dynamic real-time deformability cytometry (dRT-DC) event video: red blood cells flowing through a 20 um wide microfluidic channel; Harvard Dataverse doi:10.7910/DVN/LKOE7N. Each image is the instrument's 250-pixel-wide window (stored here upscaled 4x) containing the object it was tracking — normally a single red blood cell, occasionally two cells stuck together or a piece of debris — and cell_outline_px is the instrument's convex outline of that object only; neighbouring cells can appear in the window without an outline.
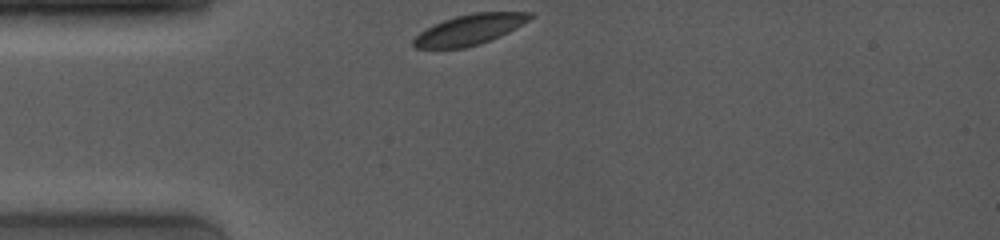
{"species": "common noctule bat (a hibernating species)", "species_latin": "Nyctalus noctula", "temperature_condition": "room temperature", "stored_images_in_passage": 50, "camera_frame_rate_fps": 4000, "um_per_image_px": 0.085, "animal": {"sex": "female", "body_mass_g": 19.0, "forearm_length_mm": 53.3}, "frame": {"image": 1, "passage_image": 1, "time_ms": 0.0, "image_size_px": [1000, 240], "cell_outline_px": [[532, 16], [528, 20], [516, 28], [500, 36], [480, 44], [464, 48], [416, 48], [412, 44], [412, 40], [420, 32], [444, 20], [456, 16], [476, 12], [532, 12]], "centroid_in_image_um": [39.91, 2.52], "position_along_channel_um": 45.1, "area_um2": 20.35}}
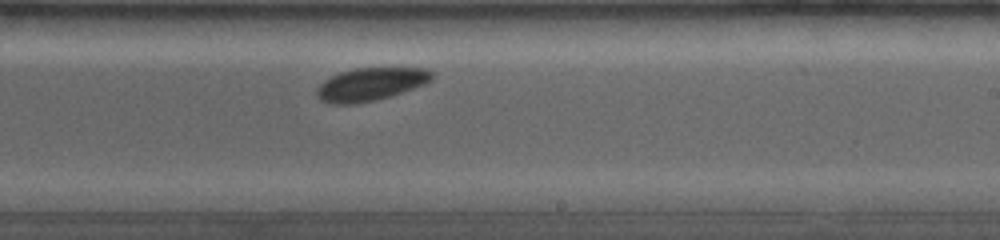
{"frame": {"image": 2, "passage_image": 33, "time_ms": 6.0, "image_size_px": [1000, 240], "cell_outline_px": [[436, 72], [432, 80], [424, 84], [376, 100], [356, 104], [328, 104], [320, 100], [316, 96], [316, 88], [324, 80], [340, 72], [356, 68], [428, 68]], "centroid_in_image_um": [31.49, 7.16], "position_along_channel_um": 257.5, "area_um2": 22.2}}
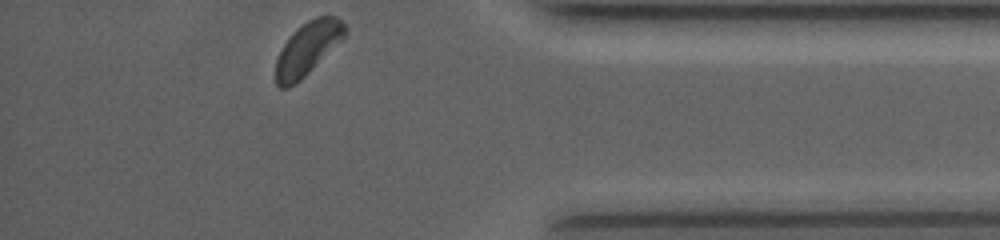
{"frame": {"image": 3, "passage_image": 50, "time_ms": 10.25, "image_size_px": [1000, 240], "cell_outline_px": [[348, 28], [344, 36], [300, 80], [288, 88], [276, 88], [276, 60], [284, 44], [296, 28], [308, 20], [316, 16], [336, 16]], "centroid_in_image_um": [26.12, 4.11], "position_along_channel_um": 409.1, "area_um2": 20.81}}